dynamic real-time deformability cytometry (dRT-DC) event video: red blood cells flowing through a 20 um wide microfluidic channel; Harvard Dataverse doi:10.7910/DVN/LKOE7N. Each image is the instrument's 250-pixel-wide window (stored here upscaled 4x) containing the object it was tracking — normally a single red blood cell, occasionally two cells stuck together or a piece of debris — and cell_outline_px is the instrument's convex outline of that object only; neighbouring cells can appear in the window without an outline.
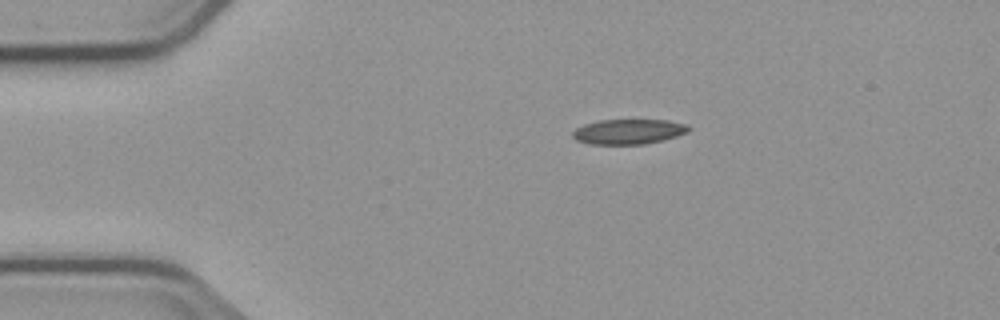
{"species": "common noctule bat (a hibernating species)", "species_latin": "Nyctalus noctula", "temperature_condition": "cold", "stored_images_in_passage": 6, "camera_frame_rate_fps": 3000, "um_per_image_px": 0.085, "animal": {"sex": "male", "body_mass_g": 23.1, "forearm_length_mm": 52.7}, "frame": {"image": 1, "passage_image": 6, "time_ms": 6.0, "image_size_px": [1000, 320], "cell_outline_px": [[692, 128], [688, 132], [664, 140], [644, 144], [588, 144], [576, 140], [572, 136], [572, 132], [576, 128], [584, 124], [600, 120], [668, 120], [688, 124]], "centroid_in_image_um": [53.45, 11.19], "position_along_channel_um": 31.6, "area_um2": 17.05}}